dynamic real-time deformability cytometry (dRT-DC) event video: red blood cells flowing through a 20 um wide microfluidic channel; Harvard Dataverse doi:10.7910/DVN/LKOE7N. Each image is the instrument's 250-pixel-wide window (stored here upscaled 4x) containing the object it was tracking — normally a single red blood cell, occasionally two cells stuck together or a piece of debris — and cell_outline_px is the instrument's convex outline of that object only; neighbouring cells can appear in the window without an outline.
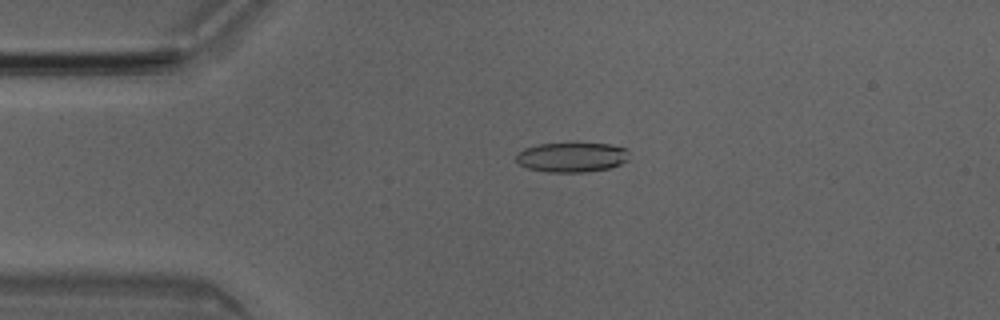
{"species": "Egyptian fruit bat (a non-hibernating species)", "species_latin": "Rousettus aegyptiacus", "temperature_condition": "room temperature", "stored_images_in_passage": 40, "camera_frame_rate_fps": 3000, "um_per_image_px": 0.085, "animal": {"sex": "male"}, "frame": {"image": 1, "passage_image": 1, "time_ms": 0.0, "image_size_px": [1000, 320], "cell_outline_px": [[628, 160], [620, 164], [608, 168], [584, 172], [548, 172], [528, 168], [520, 164], [516, 160], [516, 156], [524, 148], [540, 144], [608, 144], [628, 148]], "centroid_in_image_um": [48.62, 13.37], "position_along_channel_um": 36.4, "area_um2": 19.31}}
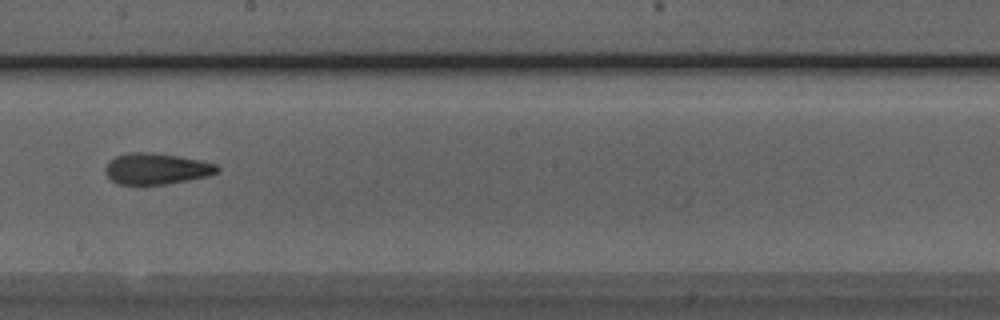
{"frame": {"image": 2, "passage_image": 18, "time_ms": 5.667, "image_size_px": [1000, 320], "cell_outline_px": [[220, 172], [208, 176], [188, 180], [164, 184], [120, 184], [112, 180], [104, 172], [104, 168], [108, 160], [116, 156], [128, 152], [152, 152], [180, 156], [200, 160], [216, 164], [220, 168]], "centroid_in_image_um": [13.3, 14.33], "position_along_channel_um": 234.9, "area_um2": 20.46}}
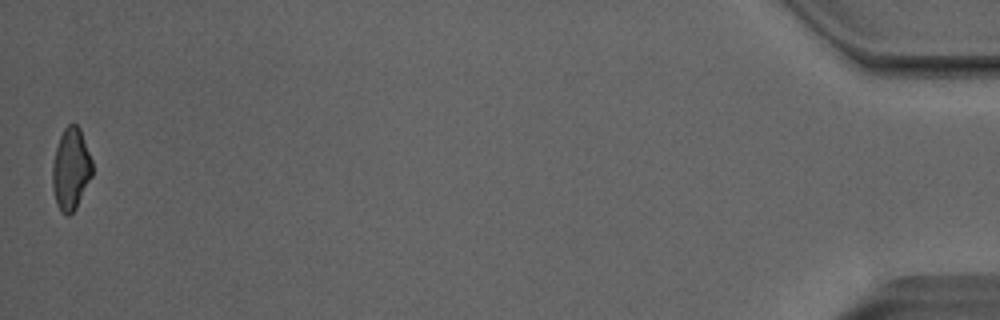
{"frame": {"image": 3, "passage_image": 40, "time_ms": 13.0, "image_size_px": [1000, 320], "cell_outline_px": [[92, 176], [76, 208], [68, 216], [64, 216], [60, 212], [56, 204], [52, 188], [52, 164], [56, 148], [60, 136], [64, 128], [68, 124], [76, 124], [80, 128], [92, 160]], "centroid_in_image_um": [6.01, 14.4], "position_along_channel_um": 429.2, "area_um2": 19.19}, "authors_computed_cell_mechanics": {"area_um2": 20.1144, "velocity_mm_per_s": 4.051, "shape_relaxation_time_tau1_ms": null, "shape_relaxation_time_tau2_ms": 2.9508, "deformation_change_tau1": null, "deformation_change_tau2": 0.1089}}